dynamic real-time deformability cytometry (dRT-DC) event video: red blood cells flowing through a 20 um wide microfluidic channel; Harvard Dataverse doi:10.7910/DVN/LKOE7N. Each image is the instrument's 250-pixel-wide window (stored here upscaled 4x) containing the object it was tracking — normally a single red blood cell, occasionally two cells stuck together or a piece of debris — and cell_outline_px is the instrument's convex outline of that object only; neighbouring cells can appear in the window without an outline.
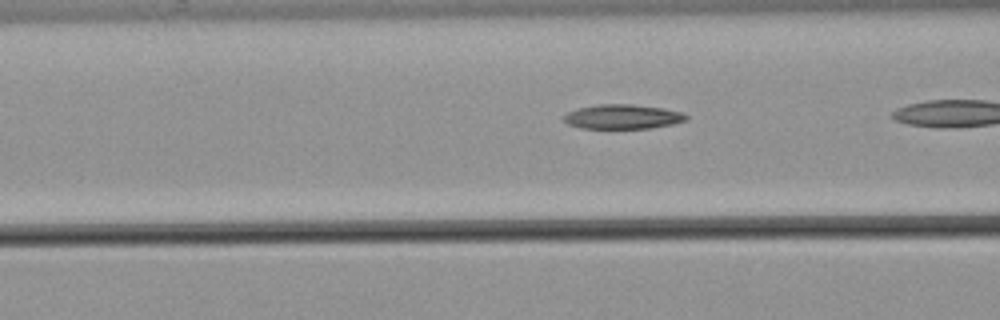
{"species": "common noctule bat (a hibernating species)", "species_latin": "Nyctalus noctula", "temperature_condition": "warm", "stored_images_in_passage": 18, "camera_frame_rate_fps": 3000, "um_per_image_px": 0.085, "animal": {"sex": "male", "body_mass_g": 21.5, "forearm_length_mm": 52.0}, "frame": {"image": 1, "passage_image": 6, "time_ms": 1.667, "image_size_px": [1000, 320], "cell_outline_px": [[688, 120], [672, 124], [648, 128], [580, 128], [568, 124], [564, 120], [564, 116], [568, 112], [576, 108], [600, 104], [632, 104], [664, 108], [680, 112], [688, 116]], "centroid_in_image_um": [52.92, 9.91], "position_along_channel_um": 113.7, "area_um2": 17.4}}